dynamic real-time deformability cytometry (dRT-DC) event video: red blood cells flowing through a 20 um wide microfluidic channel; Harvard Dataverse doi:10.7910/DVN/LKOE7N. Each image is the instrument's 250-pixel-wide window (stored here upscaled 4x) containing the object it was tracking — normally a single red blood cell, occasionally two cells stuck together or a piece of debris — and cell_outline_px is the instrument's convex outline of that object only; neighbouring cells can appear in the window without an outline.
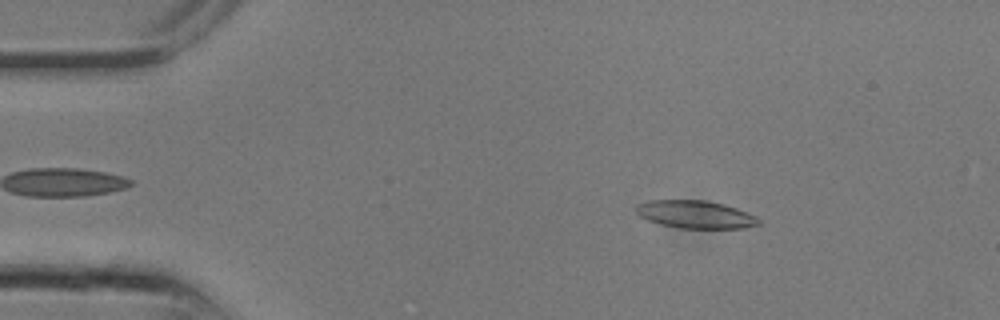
{"species": "common noctule bat (a hibernating species)", "species_latin": "Nyctalus noctula", "temperature_condition": "room temperature", "stored_images_in_passage": 13, "camera_frame_rate_fps": 3000, "um_per_image_px": 0.085, "animal": {"sex": "male", "body_mass_g": 13.3}, "frame": {"image": 1, "passage_image": 3, "time_ms": 0.667, "image_size_px": [1000, 320], "cell_outline_px": [[760, 224], [744, 228], [680, 228], [660, 224], [648, 220], [640, 216], [636, 212], [636, 204], [648, 200], [704, 200], [724, 204], [736, 208], [756, 216], [760, 220]], "centroid_in_image_um": [59.1, 18.22], "position_along_channel_um": 25.9, "area_um2": 19.83}}
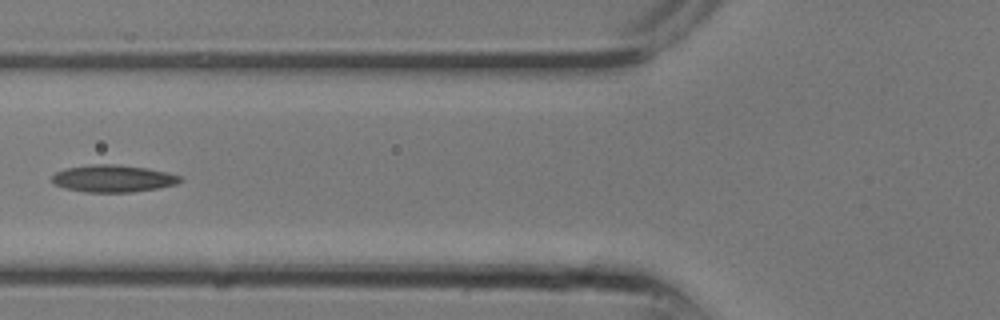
{"frame": {"image": 2, "passage_image": 9, "time_ms": 2.667, "image_size_px": [1000, 320], "cell_outline_px": [[180, 180], [176, 184], [160, 188], [132, 192], [84, 192], [64, 188], [56, 184], [52, 180], [52, 176], [56, 172], [64, 168], [92, 164], [116, 164], [148, 168], [180, 176]], "centroid_in_image_um": [9.58, 15.17], "position_along_channel_um": 116.2, "area_um2": 20.23}}
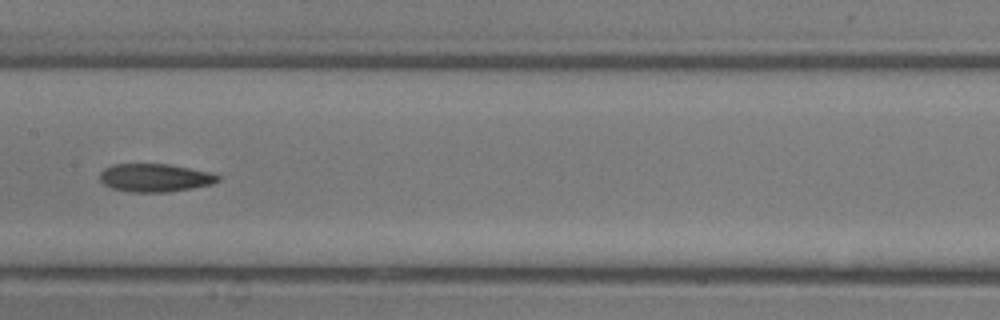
{"frame": {"image": 3, "passage_image": 12, "time_ms": 3.667, "image_size_px": [1000, 320], "cell_outline_px": [[220, 180], [212, 184], [192, 188], [168, 192], [132, 192], [112, 188], [104, 184], [100, 180], [100, 172], [104, 168], [112, 164], [168, 164], [212, 172], [220, 176]], "centroid_in_image_um": [13.18, 15.1], "position_along_channel_um": 194.2, "area_um2": 19.42}}